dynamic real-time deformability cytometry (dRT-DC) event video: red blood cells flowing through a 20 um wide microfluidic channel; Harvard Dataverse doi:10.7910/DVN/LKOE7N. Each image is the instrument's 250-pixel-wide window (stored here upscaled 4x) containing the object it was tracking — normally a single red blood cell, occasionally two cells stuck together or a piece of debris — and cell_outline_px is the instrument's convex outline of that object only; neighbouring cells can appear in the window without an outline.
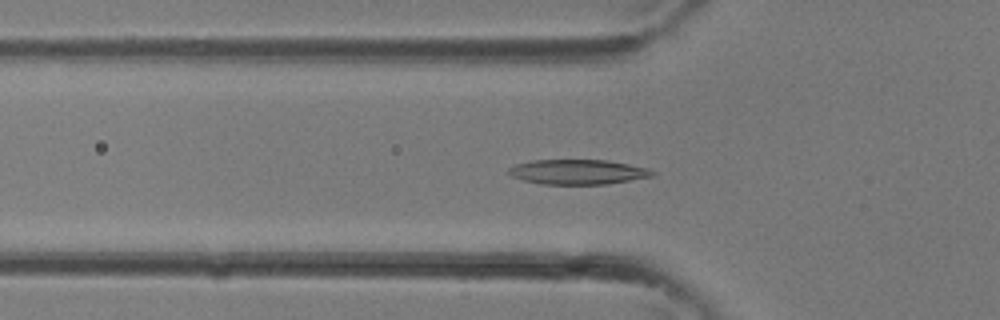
{"species": "common noctule bat (a hibernating species)", "species_latin": "Nyctalus noctula", "temperature_condition": "room temperature", "stored_images_in_passage": 31, "camera_frame_rate_fps": 3000, "um_per_image_px": 0.085, "animal": {"sex": "female"}, "frame": {"image": 1, "passage_image": 8, "time_ms": 2.333, "image_size_px": [1000, 320], "cell_outline_px": [[656, 176], [604, 184], [540, 184], [524, 180], [512, 176], [508, 172], [508, 168], [516, 164], [532, 160], [608, 160], [648, 168], [656, 172]], "centroid_in_image_um": [49.14, 14.61], "position_along_channel_um": 76.7, "area_um2": 20.81}}
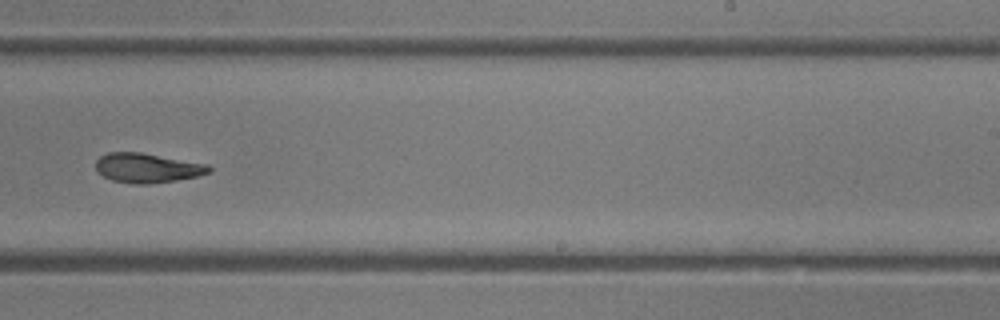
{"frame": {"image": 2, "passage_image": 18, "time_ms": 5.667, "image_size_px": [1000, 320], "cell_outline_px": [[212, 172], [196, 176], [176, 180], [148, 184], [136, 184], [112, 180], [96, 172], [96, 160], [100, 156], [108, 152], [140, 152], [208, 164], [212, 168]], "centroid_in_image_um": [12.51, 14.27], "position_along_channel_um": 276.5, "area_um2": 19.48}}
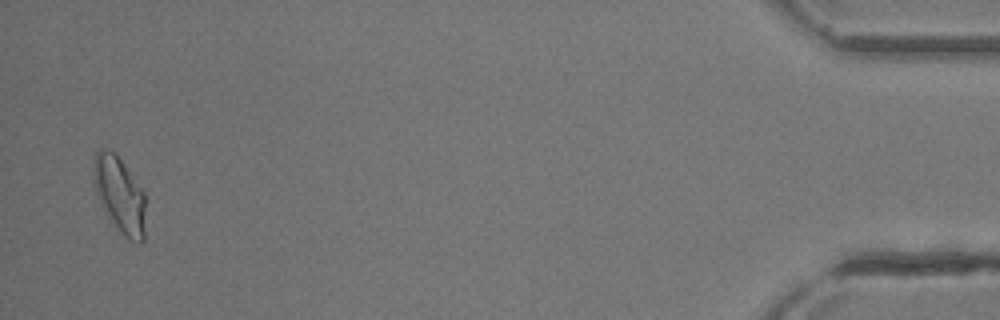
{"frame": {"image": 3, "passage_image": 30, "time_ms": 9.667, "image_size_px": [1000, 320], "cell_outline_px": [[144, 240], [140, 244], [124, 236], [108, 216], [100, 204], [96, 192], [96, 148], [104, 148], [112, 152], [120, 160], [144, 192]], "centroid_in_image_um": [10.2, 16.61], "position_along_channel_um": 425.0, "area_um2": 21.96}}